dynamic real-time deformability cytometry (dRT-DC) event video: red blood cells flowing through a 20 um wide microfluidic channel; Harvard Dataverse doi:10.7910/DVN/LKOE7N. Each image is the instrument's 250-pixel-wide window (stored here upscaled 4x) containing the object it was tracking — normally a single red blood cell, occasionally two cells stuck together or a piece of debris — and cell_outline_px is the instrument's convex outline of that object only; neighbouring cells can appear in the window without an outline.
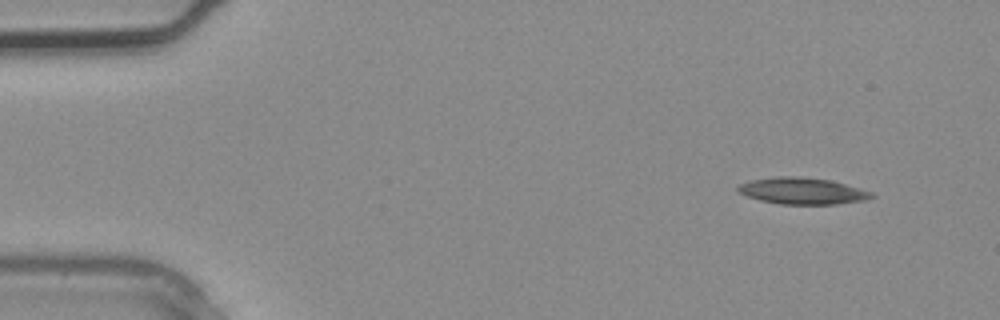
{"species": "common noctule bat (a hibernating species)", "species_latin": "Nyctalus noctula", "temperature_condition": "warm", "stored_images_in_passage": 2, "camera_frame_rate_fps": 3000, "um_per_image_px": 0.085, "animal": {"sex": "male", "body_mass_g": 20.4}, "frame": {"image": 1, "passage_image": 1, "time_ms": 0.0, "image_size_px": [1000, 320], "cell_outline_px": [[876, 196], [864, 200], [836, 204], [780, 204], [760, 200], [736, 192], [736, 188], [740, 184], [748, 180], [776, 176], [800, 176], [832, 180], [860, 188], [872, 192]], "centroid_in_image_um": [68.18, 16.22], "position_along_channel_um": 16.8, "area_um2": 20.87}}
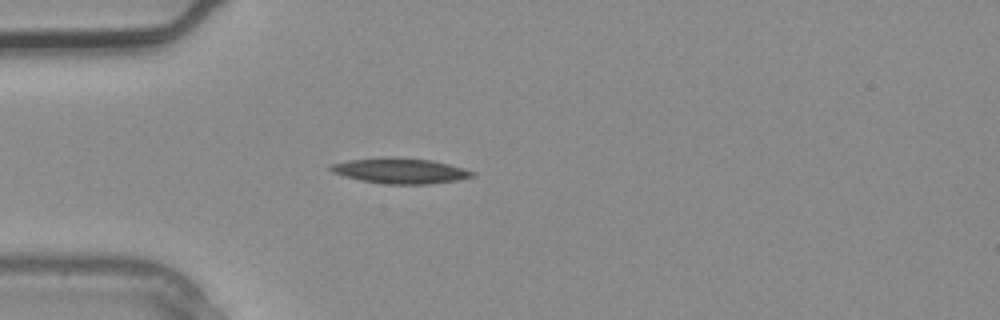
{"frame": {"image": 2, "passage_image": 2, "time_ms": 0.333, "image_size_px": [1000, 320], "cell_outline_px": [[476, 176], [456, 180], [428, 184], [384, 184], [360, 180], [344, 176], [332, 172], [328, 168], [328, 164], [348, 160], [392, 156], [432, 160], [464, 168], [476, 172]], "centroid_in_image_um": [34.0, 14.51], "position_along_channel_um": 51.0, "area_um2": 21.21}}